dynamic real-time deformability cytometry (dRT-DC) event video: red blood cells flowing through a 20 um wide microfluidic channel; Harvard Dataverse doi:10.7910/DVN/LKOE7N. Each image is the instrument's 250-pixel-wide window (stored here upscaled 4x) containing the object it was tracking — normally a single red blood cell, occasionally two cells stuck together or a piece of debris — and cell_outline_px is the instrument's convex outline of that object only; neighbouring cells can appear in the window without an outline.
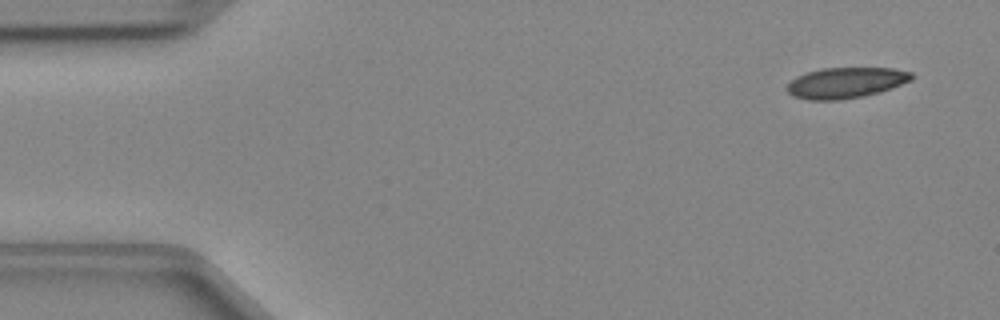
{"species": "Egyptian fruit bat (a non-hibernating species)", "species_latin": "Rousettus aegyptiacus", "temperature_condition": "cold", "stored_images_in_passage": 29, "camera_frame_rate_fps": 3000, "um_per_image_px": 0.085, "animal": {"sex": "female"}, "frame": {"image": 1, "passage_image": 1, "time_ms": 0.0, "image_size_px": [1000, 320], "cell_outline_px": [[912, 80], [880, 92], [864, 96], [840, 100], [808, 100], [792, 96], [788, 92], [788, 84], [796, 76], [820, 68], [892, 68], [912, 72]], "centroid_in_image_um": [71.89, 7.04], "position_along_channel_um": 13.1, "area_um2": 22.31}}
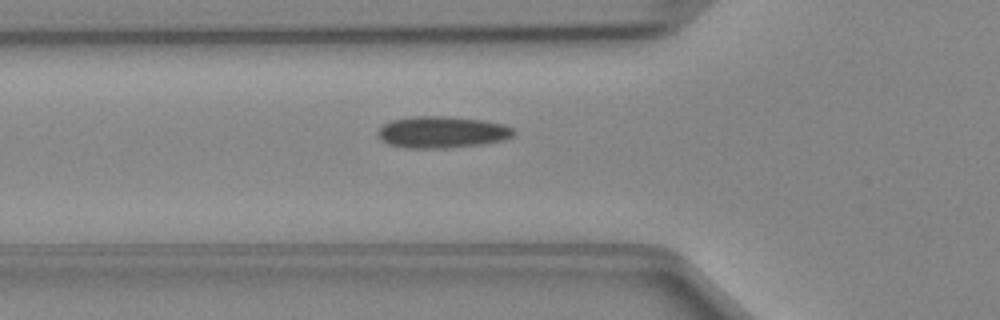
{"frame": {"image": 2, "passage_image": 14, "time_ms": 4.333, "image_size_px": [1000, 320], "cell_outline_px": [[516, 132], [512, 136], [504, 140], [480, 144], [452, 148], [404, 148], [388, 144], [380, 140], [376, 132], [384, 124], [392, 120], [412, 116], [448, 116], [480, 120], [504, 124], [512, 128]], "centroid_in_image_um": [37.54, 11.24], "position_along_channel_um": 88.3, "area_um2": 25.2}}
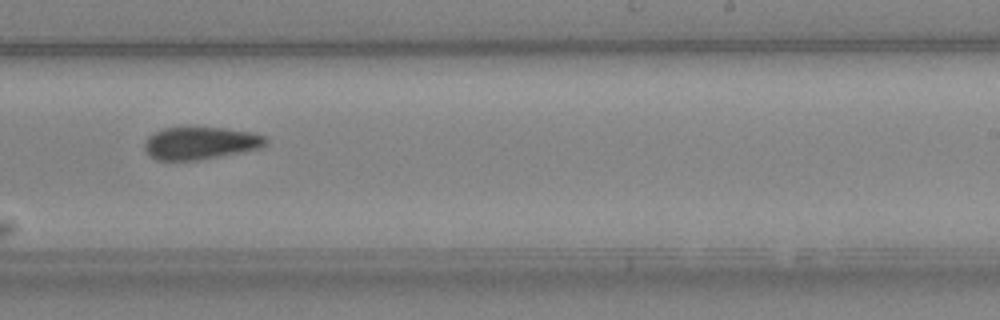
{"frame": {"image": 3, "passage_image": 27, "time_ms": 8.667, "image_size_px": [1000, 320], "cell_outline_px": [[268, 144], [260, 148], [220, 156], [196, 160], [156, 160], [144, 148], [144, 144], [148, 136], [152, 132], [164, 128], [180, 124], [188, 124], [228, 128], [252, 132], [264, 136], [268, 140]], "centroid_in_image_um": [17.02, 12.1], "position_along_channel_um": 272.0, "area_um2": 23.87}}